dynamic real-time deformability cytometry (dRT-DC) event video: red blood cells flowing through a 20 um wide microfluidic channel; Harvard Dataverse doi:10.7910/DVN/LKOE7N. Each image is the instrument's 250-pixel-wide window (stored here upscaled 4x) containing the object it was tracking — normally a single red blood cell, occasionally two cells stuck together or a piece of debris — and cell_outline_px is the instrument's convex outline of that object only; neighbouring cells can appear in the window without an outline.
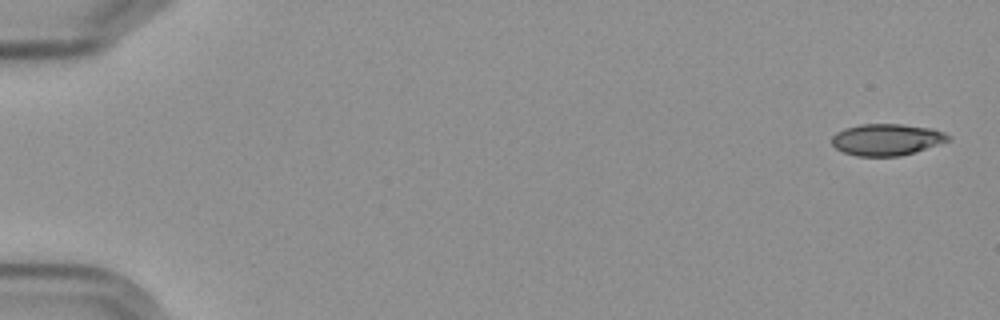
{"species": "Egyptian fruit bat (a non-hibernating species)", "species_latin": "Rousettus aegyptiacus", "temperature_condition": "cold", "stored_images_in_passage": 9, "camera_frame_rate_fps": 3000, "um_per_image_px": 0.085, "frame": {"image": 1, "passage_image": 1, "time_ms": 0.0, "image_size_px": [1000, 320], "cell_outline_px": [[948, 140], [900, 156], [856, 156], [844, 152], [836, 148], [832, 144], [832, 136], [836, 132], [844, 128], [860, 124], [900, 124], [932, 128], [944, 132], [948, 136]], "centroid_in_image_um": [75.29, 11.85], "position_along_channel_um": 9.7, "area_um2": 21.1}}
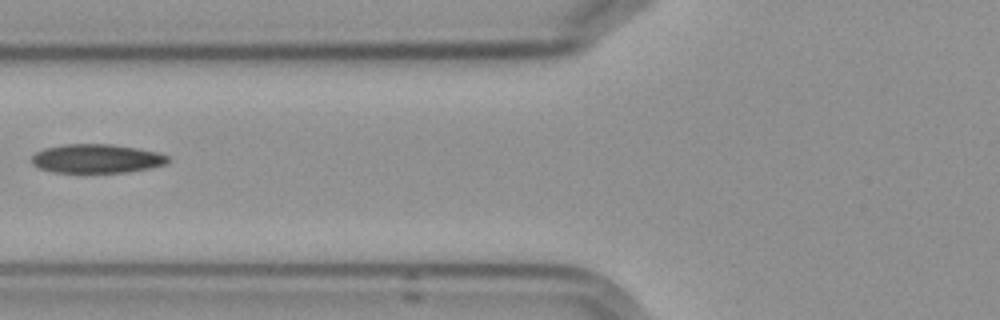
{"frame": {"image": 2, "passage_image": 7, "time_ms": 7.333, "image_size_px": [1000, 320], "cell_outline_px": [[168, 160], [164, 164], [148, 168], [124, 172], [52, 172], [40, 168], [32, 164], [32, 156], [36, 152], [44, 148], [64, 144], [112, 144], [136, 148], [156, 152], [168, 156]], "centroid_in_image_um": [8.16, 13.47], "position_along_channel_um": 117.6, "area_um2": 22.66}}
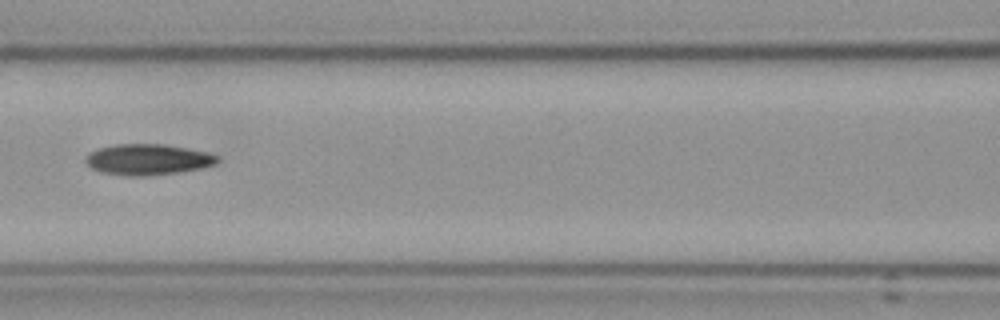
{"frame": {"image": 3, "passage_image": 8, "time_ms": 8.333, "image_size_px": [1000, 320], "cell_outline_px": [[220, 160], [216, 164], [200, 168], [172, 172], [140, 176], [124, 176], [100, 172], [92, 168], [84, 160], [88, 152], [96, 148], [116, 144], [164, 144], [188, 148], [208, 152], [220, 156]], "centroid_in_image_um": [12.54, 13.54], "position_along_channel_um": 154.1, "area_um2": 23.76}}